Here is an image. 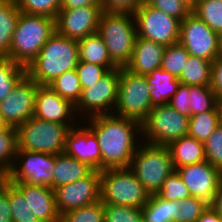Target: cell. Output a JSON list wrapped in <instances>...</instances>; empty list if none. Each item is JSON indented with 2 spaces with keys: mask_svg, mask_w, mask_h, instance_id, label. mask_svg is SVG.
<instances>
[{
  "mask_svg": "<svg viewBox=\"0 0 222 222\" xmlns=\"http://www.w3.org/2000/svg\"><path fill=\"white\" fill-rule=\"evenodd\" d=\"M20 12L16 0H0V58H8Z\"/></svg>",
  "mask_w": 222,
  "mask_h": 222,
  "instance_id": "obj_26",
  "label": "cell"
},
{
  "mask_svg": "<svg viewBox=\"0 0 222 222\" xmlns=\"http://www.w3.org/2000/svg\"><path fill=\"white\" fill-rule=\"evenodd\" d=\"M120 117L132 119L142 124L153 108L149 95V85L145 76L136 75L120 68V81L116 105Z\"/></svg>",
  "mask_w": 222,
  "mask_h": 222,
  "instance_id": "obj_8",
  "label": "cell"
},
{
  "mask_svg": "<svg viewBox=\"0 0 222 222\" xmlns=\"http://www.w3.org/2000/svg\"><path fill=\"white\" fill-rule=\"evenodd\" d=\"M153 8L182 21L192 11L180 0H145Z\"/></svg>",
  "mask_w": 222,
  "mask_h": 222,
  "instance_id": "obj_44",
  "label": "cell"
},
{
  "mask_svg": "<svg viewBox=\"0 0 222 222\" xmlns=\"http://www.w3.org/2000/svg\"><path fill=\"white\" fill-rule=\"evenodd\" d=\"M179 42L192 56L213 62L221 54L220 35L192 12L181 21Z\"/></svg>",
  "mask_w": 222,
  "mask_h": 222,
  "instance_id": "obj_11",
  "label": "cell"
},
{
  "mask_svg": "<svg viewBox=\"0 0 222 222\" xmlns=\"http://www.w3.org/2000/svg\"><path fill=\"white\" fill-rule=\"evenodd\" d=\"M81 88H88L98 81L108 72V70L99 64L79 61L76 67Z\"/></svg>",
  "mask_w": 222,
  "mask_h": 222,
  "instance_id": "obj_43",
  "label": "cell"
},
{
  "mask_svg": "<svg viewBox=\"0 0 222 222\" xmlns=\"http://www.w3.org/2000/svg\"><path fill=\"white\" fill-rule=\"evenodd\" d=\"M104 222H143L142 208L104 204Z\"/></svg>",
  "mask_w": 222,
  "mask_h": 222,
  "instance_id": "obj_40",
  "label": "cell"
},
{
  "mask_svg": "<svg viewBox=\"0 0 222 222\" xmlns=\"http://www.w3.org/2000/svg\"><path fill=\"white\" fill-rule=\"evenodd\" d=\"M205 159L222 172V123L203 142Z\"/></svg>",
  "mask_w": 222,
  "mask_h": 222,
  "instance_id": "obj_41",
  "label": "cell"
},
{
  "mask_svg": "<svg viewBox=\"0 0 222 222\" xmlns=\"http://www.w3.org/2000/svg\"><path fill=\"white\" fill-rule=\"evenodd\" d=\"M60 97L69 100L73 105L79 101L82 88L76 69L68 70L48 85Z\"/></svg>",
  "mask_w": 222,
  "mask_h": 222,
  "instance_id": "obj_30",
  "label": "cell"
},
{
  "mask_svg": "<svg viewBox=\"0 0 222 222\" xmlns=\"http://www.w3.org/2000/svg\"><path fill=\"white\" fill-rule=\"evenodd\" d=\"M192 196L211 205L214 202L222 172L207 160L175 169Z\"/></svg>",
  "mask_w": 222,
  "mask_h": 222,
  "instance_id": "obj_16",
  "label": "cell"
},
{
  "mask_svg": "<svg viewBox=\"0 0 222 222\" xmlns=\"http://www.w3.org/2000/svg\"><path fill=\"white\" fill-rule=\"evenodd\" d=\"M23 195L40 222H60L55 193L51 187L11 182Z\"/></svg>",
  "mask_w": 222,
  "mask_h": 222,
  "instance_id": "obj_18",
  "label": "cell"
},
{
  "mask_svg": "<svg viewBox=\"0 0 222 222\" xmlns=\"http://www.w3.org/2000/svg\"><path fill=\"white\" fill-rule=\"evenodd\" d=\"M196 222H222V219L212 206L209 205Z\"/></svg>",
  "mask_w": 222,
  "mask_h": 222,
  "instance_id": "obj_50",
  "label": "cell"
},
{
  "mask_svg": "<svg viewBox=\"0 0 222 222\" xmlns=\"http://www.w3.org/2000/svg\"><path fill=\"white\" fill-rule=\"evenodd\" d=\"M134 14L106 13L100 15L98 34L102 37L112 62L125 68L132 56L137 38L136 25L130 19Z\"/></svg>",
  "mask_w": 222,
  "mask_h": 222,
  "instance_id": "obj_4",
  "label": "cell"
},
{
  "mask_svg": "<svg viewBox=\"0 0 222 222\" xmlns=\"http://www.w3.org/2000/svg\"><path fill=\"white\" fill-rule=\"evenodd\" d=\"M79 61L104 66L108 71L118 68L111 60L102 37L97 33L78 40Z\"/></svg>",
  "mask_w": 222,
  "mask_h": 222,
  "instance_id": "obj_25",
  "label": "cell"
},
{
  "mask_svg": "<svg viewBox=\"0 0 222 222\" xmlns=\"http://www.w3.org/2000/svg\"><path fill=\"white\" fill-rule=\"evenodd\" d=\"M26 75V67L9 58H0V101L5 99Z\"/></svg>",
  "mask_w": 222,
  "mask_h": 222,
  "instance_id": "obj_31",
  "label": "cell"
},
{
  "mask_svg": "<svg viewBox=\"0 0 222 222\" xmlns=\"http://www.w3.org/2000/svg\"><path fill=\"white\" fill-rule=\"evenodd\" d=\"M210 87L216 97L222 101V55L220 54L212 62V74Z\"/></svg>",
  "mask_w": 222,
  "mask_h": 222,
  "instance_id": "obj_47",
  "label": "cell"
},
{
  "mask_svg": "<svg viewBox=\"0 0 222 222\" xmlns=\"http://www.w3.org/2000/svg\"><path fill=\"white\" fill-rule=\"evenodd\" d=\"M212 208L217 212L222 219V176L219 182L218 190L216 192L214 202L211 204Z\"/></svg>",
  "mask_w": 222,
  "mask_h": 222,
  "instance_id": "obj_51",
  "label": "cell"
},
{
  "mask_svg": "<svg viewBox=\"0 0 222 222\" xmlns=\"http://www.w3.org/2000/svg\"><path fill=\"white\" fill-rule=\"evenodd\" d=\"M6 127H7V125H6L5 122L2 120V117H1V115H0V132L3 131Z\"/></svg>",
  "mask_w": 222,
  "mask_h": 222,
  "instance_id": "obj_54",
  "label": "cell"
},
{
  "mask_svg": "<svg viewBox=\"0 0 222 222\" xmlns=\"http://www.w3.org/2000/svg\"><path fill=\"white\" fill-rule=\"evenodd\" d=\"M144 76L149 85V95L153 107L168 104L180 85L178 78L162 68L155 69Z\"/></svg>",
  "mask_w": 222,
  "mask_h": 222,
  "instance_id": "obj_22",
  "label": "cell"
},
{
  "mask_svg": "<svg viewBox=\"0 0 222 222\" xmlns=\"http://www.w3.org/2000/svg\"><path fill=\"white\" fill-rule=\"evenodd\" d=\"M188 102L192 116L213 110L221 101L210 86H190Z\"/></svg>",
  "mask_w": 222,
  "mask_h": 222,
  "instance_id": "obj_33",
  "label": "cell"
},
{
  "mask_svg": "<svg viewBox=\"0 0 222 222\" xmlns=\"http://www.w3.org/2000/svg\"><path fill=\"white\" fill-rule=\"evenodd\" d=\"M38 84L27 74L0 101V115L7 126L17 128L33 117Z\"/></svg>",
  "mask_w": 222,
  "mask_h": 222,
  "instance_id": "obj_12",
  "label": "cell"
},
{
  "mask_svg": "<svg viewBox=\"0 0 222 222\" xmlns=\"http://www.w3.org/2000/svg\"><path fill=\"white\" fill-rule=\"evenodd\" d=\"M221 123H222V101H221Z\"/></svg>",
  "mask_w": 222,
  "mask_h": 222,
  "instance_id": "obj_56",
  "label": "cell"
},
{
  "mask_svg": "<svg viewBox=\"0 0 222 222\" xmlns=\"http://www.w3.org/2000/svg\"><path fill=\"white\" fill-rule=\"evenodd\" d=\"M174 169L205 161L203 142L184 136L168 145Z\"/></svg>",
  "mask_w": 222,
  "mask_h": 222,
  "instance_id": "obj_24",
  "label": "cell"
},
{
  "mask_svg": "<svg viewBox=\"0 0 222 222\" xmlns=\"http://www.w3.org/2000/svg\"><path fill=\"white\" fill-rule=\"evenodd\" d=\"M101 14V5L60 9L56 18V32L70 39L85 38L97 33Z\"/></svg>",
  "mask_w": 222,
  "mask_h": 222,
  "instance_id": "obj_15",
  "label": "cell"
},
{
  "mask_svg": "<svg viewBox=\"0 0 222 222\" xmlns=\"http://www.w3.org/2000/svg\"><path fill=\"white\" fill-rule=\"evenodd\" d=\"M60 222H104V203L99 200L88 206L69 210L61 214Z\"/></svg>",
  "mask_w": 222,
  "mask_h": 222,
  "instance_id": "obj_37",
  "label": "cell"
},
{
  "mask_svg": "<svg viewBox=\"0 0 222 222\" xmlns=\"http://www.w3.org/2000/svg\"><path fill=\"white\" fill-rule=\"evenodd\" d=\"M78 62V40L55 32L26 68V74L38 85H49L64 72L76 69Z\"/></svg>",
  "mask_w": 222,
  "mask_h": 222,
  "instance_id": "obj_2",
  "label": "cell"
},
{
  "mask_svg": "<svg viewBox=\"0 0 222 222\" xmlns=\"http://www.w3.org/2000/svg\"><path fill=\"white\" fill-rule=\"evenodd\" d=\"M179 201H167L150 195L142 207L143 222H178Z\"/></svg>",
  "mask_w": 222,
  "mask_h": 222,
  "instance_id": "obj_27",
  "label": "cell"
},
{
  "mask_svg": "<svg viewBox=\"0 0 222 222\" xmlns=\"http://www.w3.org/2000/svg\"><path fill=\"white\" fill-rule=\"evenodd\" d=\"M94 169L88 164L67 155L65 152L55 155L53 171V190L64 184L74 182L89 175Z\"/></svg>",
  "mask_w": 222,
  "mask_h": 222,
  "instance_id": "obj_23",
  "label": "cell"
},
{
  "mask_svg": "<svg viewBox=\"0 0 222 222\" xmlns=\"http://www.w3.org/2000/svg\"><path fill=\"white\" fill-rule=\"evenodd\" d=\"M7 180V174L0 168V187L4 184Z\"/></svg>",
  "mask_w": 222,
  "mask_h": 222,
  "instance_id": "obj_53",
  "label": "cell"
},
{
  "mask_svg": "<svg viewBox=\"0 0 222 222\" xmlns=\"http://www.w3.org/2000/svg\"><path fill=\"white\" fill-rule=\"evenodd\" d=\"M192 13L216 33L222 34V0H199Z\"/></svg>",
  "mask_w": 222,
  "mask_h": 222,
  "instance_id": "obj_32",
  "label": "cell"
},
{
  "mask_svg": "<svg viewBox=\"0 0 222 222\" xmlns=\"http://www.w3.org/2000/svg\"><path fill=\"white\" fill-rule=\"evenodd\" d=\"M137 36L164 46L179 42L181 21L144 1L133 13Z\"/></svg>",
  "mask_w": 222,
  "mask_h": 222,
  "instance_id": "obj_10",
  "label": "cell"
},
{
  "mask_svg": "<svg viewBox=\"0 0 222 222\" xmlns=\"http://www.w3.org/2000/svg\"><path fill=\"white\" fill-rule=\"evenodd\" d=\"M70 128L33 116L16 128L18 149L52 155L64 153Z\"/></svg>",
  "mask_w": 222,
  "mask_h": 222,
  "instance_id": "obj_6",
  "label": "cell"
},
{
  "mask_svg": "<svg viewBox=\"0 0 222 222\" xmlns=\"http://www.w3.org/2000/svg\"><path fill=\"white\" fill-rule=\"evenodd\" d=\"M71 127L66 136L65 153L101 171V150L90 128Z\"/></svg>",
  "mask_w": 222,
  "mask_h": 222,
  "instance_id": "obj_19",
  "label": "cell"
},
{
  "mask_svg": "<svg viewBox=\"0 0 222 222\" xmlns=\"http://www.w3.org/2000/svg\"><path fill=\"white\" fill-rule=\"evenodd\" d=\"M145 0H102L101 10L106 13L133 14Z\"/></svg>",
  "mask_w": 222,
  "mask_h": 222,
  "instance_id": "obj_45",
  "label": "cell"
},
{
  "mask_svg": "<svg viewBox=\"0 0 222 222\" xmlns=\"http://www.w3.org/2000/svg\"><path fill=\"white\" fill-rule=\"evenodd\" d=\"M62 0H16L19 10L26 14L57 18Z\"/></svg>",
  "mask_w": 222,
  "mask_h": 222,
  "instance_id": "obj_38",
  "label": "cell"
},
{
  "mask_svg": "<svg viewBox=\"0 0 222 222\" xmlns=\"http://www.w3.org/2000/svg\"><path fill=\"white\" fill-rule=\"evenodd\" d=\"M189 117L179 113L169 104L154 106L141 131L150 140V144L168 146L171 142L188 135Z\"/></svg>",
  "mask_w": 222,
  "mask_h": 222,
  "instance_id": "obj_9",
  "label": "cell"
},
{
  "mask_svg": "<svg viewBox=\"0 0 222 222\" xmlns=\"http://www.w3.org/2000/svg\"><path fill=\"white\" fill-rule=\"evenodd\" d=\"M149 197L129 167L101 170L100 200L104 204L142 208Z\"/></svg>",
  "mask_w": 222,
  "mask_h": 222,
  "instance_id": "obj_7",
  "label": "cell"
},
{
  "mask_svg": "<svg viewBox=\"0 0 222 222\" xmlns=\"http://www.w3.org/2000/svg\"><path fill=\"white\" fill-rule=\"evenodd\" d=\"M102 0H62L60 9H74L90 5H101Z\"/></svg>",
  "mask_w": 222,
  "mask_h": 222,
  "instance_id": "obj_49",
  "label": "cell"
},
{
  "mask_svg": "<svg viewBox=\"0 0 222 222\" xmlns=\"http://www.w3.org/2000/svg\"><path fill=\"white\" fill-rule=\"evenodd\" d=\"M157 195L167 201H181L192 196L176 170L165 179Z\"/></svg>",
  "mask_w": 222,
  "mask_h": 222,
  "instance_id": "obj_39",
  "label": "cell"
},
{
  "mask_svg": "<svg viewBox=\"0 0 222 222\" xmlns=\"http://www.w3.org/2000/svg\"><path fill=\"white\" fill-rule=\"evenodd\" d=\"M212 62L190 55L178 80L189 86H210Z\"/></svg>",
  "mask_w": 222,
  "mask_h": 222,
  "instance_id": "obj_28",
  "label": "cell"
},
{
  "mask_svg": "<svg viewBox=\"0 0 222 222\" xmlns=\"http://www.w3.org/2000/svg\"><path fill=\"white\" fill-rule=\"evenodd\" d=\"M189 56L190 54L180 42L165 46L161 68L179 78Z\"/></svg>",
  "mask_w": 222,
  "mask_h": 222,
  "instance_id": "obj_34",
  "label": "cell"
},
{
  "mask_svg": "<svg viewBox=\"0 0 222 222\" xmlns=\"http://www.w3.org/2000/svg\"><path fill=\"white\" fill-rule=\"evenodd\" d=\"M129 168L150 195L157 194L165 179L175 170L168 146L150 144L149 141L137 148Z\"/></svg>",
  "mask_w": 222,
  "mask_h": 222,
  "instance_id": "obj_5",
  "label": "cell"
},
{
  "mask_svg": "<svg viewBox=\"0 0 222 222\" xmlns=\"http://www.w3.org/2000/svg\"><path fill=\"white\" fill-rule=\"evenodd\" d=\"M91 119L90 129L101 150V170L129 167L137 150L133 129L141 130V124L111 114L92 116Z\"/></svg>",
  "mask_w": 222,
  "mask_h": 222,
  "instance_id": "obj_1",
  "label": "cell"
},
{
  "mask_svg": "<svg viewBox=\"0 0 222 222\" xmlns=\"http://www.w3.org/2000/svg\"><path fill=\"white\" fill-rule=\"evenodd\" d=\"M73 105L69 100L60 97L48 85H38L33 116L49 122L65 124L66 118L73 113Z\"/></svg>",
  "mask_w": 222,
  "mask_h": 222,
  "instance_id": "obj_20",
  "label": "cell"
},
{
  "mask_svg": "<svg viewBox=\"0 0 222 222\" xmlns=\"http://www.w3.org/2000/svg\"><path fill=\"white\" fill-rule=\"evenodd\" d=\"M220 41H221V55H222V34L220 35Z\"/></svg>",
  "mask_w": 222,
  "mask_h": 222,
  "instance_id": "obj_55",
  "label": "cell"
},
{
  "mask_svg": "<svg viewBox=\"0 0 222 222\" xmlns=\"http://www.w3.org/2000/svg\"><path fill=\"white\" fill-rule=\"evenodd\" d=\"M101 171L93 170L89 175L54 189L59 214L88 206L100 200Z\"/></svg>",
  "mask_w": 222,
  "mask_h": 222,
  "instance_id": "obj_13",
  "label": "cell"
},
{
  "mask_svg": "<svg viewBox=\"0 0 222 222\" xmlns=\"http://www.w3.org/2000/svg\"><path fill=\"white\" fill-rule=\"evenodd\" d=\"M9 203L12 222H40L28 206L24 195L9 181Z\"/></svg>",
  "mask_w": 222,
  "mask_h": 222,
  "instance_id": "obj_36",
  "label": "cell"
},
{
  "mask_svg": "<svg viewBox=\"0 0 222 222\" xmlns=\"http://www.w3.org/2000/svg\"><path fill=\"white\" fill-rule=\"evenodd\" d=\"M17 150V129L7 126L3 131L0 132V168L6 174L10 172L14 165L11 164L13 162L11 161V158L13 156L17 158Z\"/></svg>",
  "mask_w": 222,
  "mask_h": 222,
  "instance_id": "obj_35",
  "label": "cell"
},
{
  "mask_svg": "<svg viewBox=\"0 0 222 222\" xmlns=\"http://www.w3.org/2000/svg\"><path fill=\"white\" fill-rule=\"evenodd\" d=\"M55 32L56 19L20 12L8 58L27 68Z\"/></svg>",
  "mask_w": 222,
  "mask_h": 222,
  "instance_id": "obj_3",
  "label": "cell"
},
{
  "mask_svg": "<svg viewBox=\"0 0 222 222\" xmlns=\"http://www.w3.org/2000/svg\"><path fill=\"white\" fill-rule=\"evenodd\" d=\"M17 157L22 156L24 162L21 168L13 165L7 174L10 182H23L31 185L48 186L53 189V171L55 167V155L41 152H32L24 149L17 150Z\"/></svg>",
  "mask_w": 222,
  "mask_h": 222,
  "instance_id": "obj_14",
  "label": "cell"
},
{
  "mask_svg": "<svg viewBox=\"0 0 222 222\" xmlns=\"http://www.w3.org/2000/svg\"><path fill=\"white\" fill-rule=\"evenodd\" d=\"M0 222H12L9 203V180L0 187Z\"/></svg>",
  "mask_w": 222,
  "mask_h": 222,
  "instance_id": "obj_48",
  "label": "cell"
},
{
  "mask_svg": "<svg viewBox=\"0 0 222 222\" xmlns=\"http://www.w3.org/2000/svg\"><path fill=\"white\" fill-rule=\"evenodd\" d=\"M181 2H183L185 5H187V7L192 11L199 0H180Z\"/></svg>",
  "mask_w": 222,
  "mask_h": 222,
  "instance_id": "obj_52",
  "label": "cell"
},
{
  "mask_svg": "<svg viewBox=\"0 0 222 222\" xmlns=\"http://www.w3.org/2000/svg\"><path fill=\"white\" fill-rule=\"evenodd\" d=\"M208 206L204 200L194 196L179 201L178 222H196Z\"/></svg>",
  "mask_w": 222,
  "mask_h": 222,
  "instance_id": "obj_42",
  "label": "cell"
},
{
  "mask_svg": "<svg viewBox=\"0 0 222 222\" xmlns=\"http://www.w3.org/2000/svg\"><path fill=\"white\" fill-rule=\"evenodd\" d=\"M119 81L120 67L109 70L98 83L82 88L81 97L75 108L80 110L85 108L88 111L92 109L93 116L109 114L106 110L117 102Z\"/></svg>",
  "mask_w": 222,
  "mask_h": 222,
  "instance_id": "obj_17",
  "label": "cell"
},
{
  "mask_svg": "<svg viewBox=\"0 0 222 222\" xmlns=\"http://www.w3.org/2000/svg\"><path fill=\"white\" fill-rule=\"evenodd\" d=\"M165 46L137 36L126 69L136 75H147L161 68Z\"/></svg>",
  "mask_w": 222,
  "mask_h": 222,
  "instance_id": "obj_21",
  "label": "cell"
},
{
  "mask_svg": "<svg viewBox=\"0 0 222 222\" xmlns=\"http://www.w3.org/2000/svg\"><path fill=\"white\" fill-rule=\"evenodd\" d=\"M188 95H190V86L180 83L177 92L172 96L168 104L179 113L190 117L191 109L189 108Z\"/></svg>",
  "mask_w": 222,
  "mask_h": 222,
  "instance_id": "obj_46",
  "label": "cell"
},
{
  "mask_svg": "<svg viewBox=\"0 0 222 222\" xmlns=\"http://www.w3.org/2000/svg\"><path fill=\"white\" fill-rule=\"evenodd\" d=\"M221 123V102L211 111L189 117L188 136L204 142Z\"/></svg>",
  "mask_w": 222,
  "mask_h": 222,
  "instance_id": "obj_29",
  "label": "cell"
}]
</instances>
